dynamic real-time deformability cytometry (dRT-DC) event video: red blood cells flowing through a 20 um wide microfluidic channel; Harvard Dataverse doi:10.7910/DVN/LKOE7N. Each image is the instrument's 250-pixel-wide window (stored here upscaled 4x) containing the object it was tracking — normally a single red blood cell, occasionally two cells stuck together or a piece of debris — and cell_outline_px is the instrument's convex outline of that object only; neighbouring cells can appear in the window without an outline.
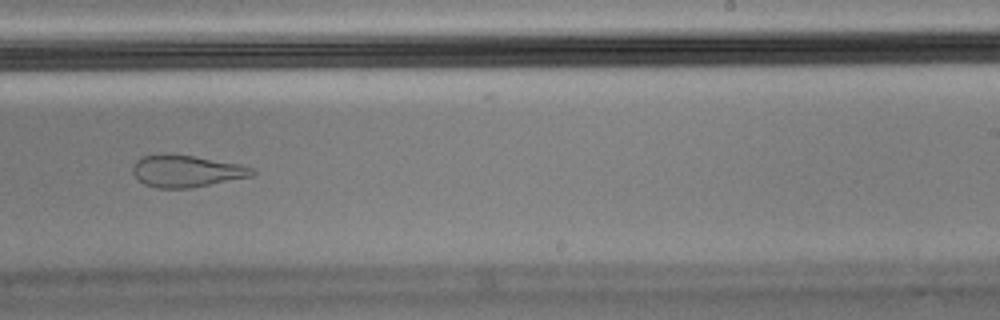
{"species": "Egyptian fruit bat (a non-hibernating species)", "species_latin": "Rousettus aegyptiacus", "temperature_condition": "cold", "stored_images_in_passage": 12, "camera_frame_rate_fps": 3000, "um_per_image_px": 0.085, "animal": {"sex": "male"}, "frame": {"image": 1, "passage_image": 7, "time_ms": 2.0, "image_size_px": [1000, 320], "cell_outline_px": [[256, 172], [252, 176], [188, 188], [156, 188], [144, 184], [132, 172], [132, 164], [136, 160], [144, 156], [160, 152], [168, 152], [240, 164], [252, 168]], "centroid_in_image_um": [15.78, 14.52], "position_along_channel_um": 273.2, "area_um2": 22.31}}